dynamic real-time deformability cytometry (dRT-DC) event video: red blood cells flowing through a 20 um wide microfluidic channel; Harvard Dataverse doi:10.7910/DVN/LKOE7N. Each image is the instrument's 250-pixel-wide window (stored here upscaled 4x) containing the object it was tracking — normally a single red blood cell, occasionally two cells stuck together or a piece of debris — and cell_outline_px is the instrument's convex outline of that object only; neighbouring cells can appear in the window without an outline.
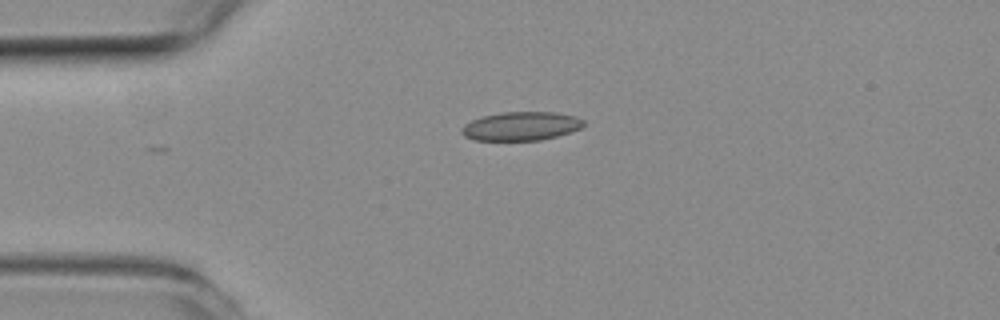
{"species": "common noctule bat (a hibernating species)", "species_latin": "Nyctalus noctula", "temperature_condition": "room temperature", "stored_images_in_passage": 38, "camera_frame_rate_fps": 3000, "um_per_image_px": 0.085, "animal": {"sex": "female", "body_mass_g": 19.3, "forearm_length_mm": 54.1}, "frame": {"image": 1, "passage_image": 1, "time_ms": 0.0, "image_size_px": [1000, 320], "cell_outline_px": [[584, 124], [580, 128], [556, 136], [540, 140], [476, 140], [464, 136], [460, 132], [460, 128], [464, 124], [472, 120], [484, 116], [504, 112], [556, 112], [576, 116], [584, 120]], "centroid_in_image_um": [44.27, 10.72], "position_along_channel_um": 40.7, "area_um2": 20.29}}
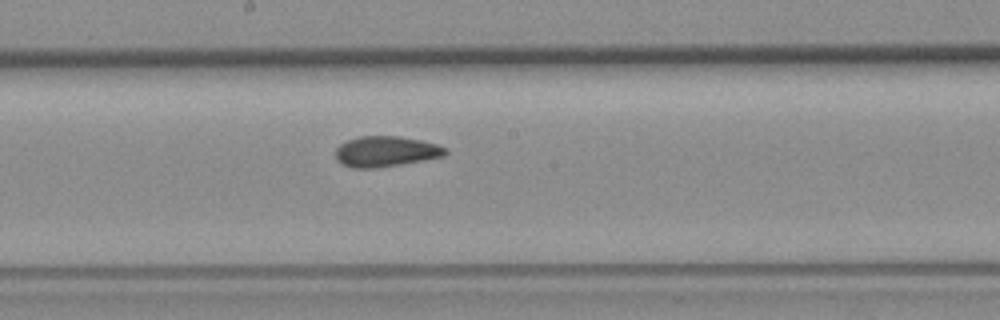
{"frame": {"image": 2, "passage_image": 16, "time_ms": 5.0, "image_size_px": [1000, 320], "cell_outline_px": [[448, 152], [444, 156], [424, 160], [376, 168], [352, 168], [336, 160], [336, 148], [340, 144], [348, 140], [360, 136], [396, 136], [420, 140], [436, 144], [448, 148]], "centroid_in_image_um": [32.8, 12.87], "position_along_channel_um": 215.4, "area_um2": 19.48}}
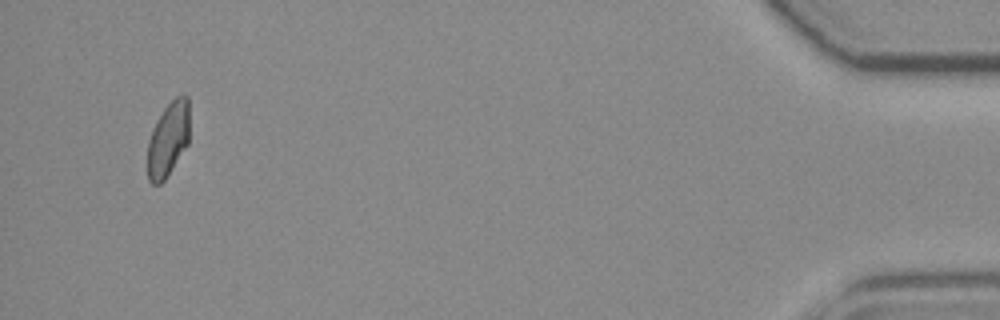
{"frame": {"image": 3, "passage_image": 38, "time_ms": 12.333, "image_size_px": [1000, 320], "cell_outline_px": [[188, 144], [164, 180], [160, 184], [152, 184], [148, 180], [148, 140], [152, 128], [156, 120], [164, 108], [176, 96], [188, 96]], "centroid_in_image_um": [14.27, 11.84], "position_along_channel_um": 420.9, "area_um2": 18.03}, "authors_computed_cell_mechanics": {"area_um2": 19.2474, "velocity_mm_per_s": 3.9714, "shape_relaxation_time_tau1_ms": null, "shape_relaxation_time_tau2_ms": 1.8781, "deformation_change_tau1": null, "deformation_change_tau2": 0.0498}}